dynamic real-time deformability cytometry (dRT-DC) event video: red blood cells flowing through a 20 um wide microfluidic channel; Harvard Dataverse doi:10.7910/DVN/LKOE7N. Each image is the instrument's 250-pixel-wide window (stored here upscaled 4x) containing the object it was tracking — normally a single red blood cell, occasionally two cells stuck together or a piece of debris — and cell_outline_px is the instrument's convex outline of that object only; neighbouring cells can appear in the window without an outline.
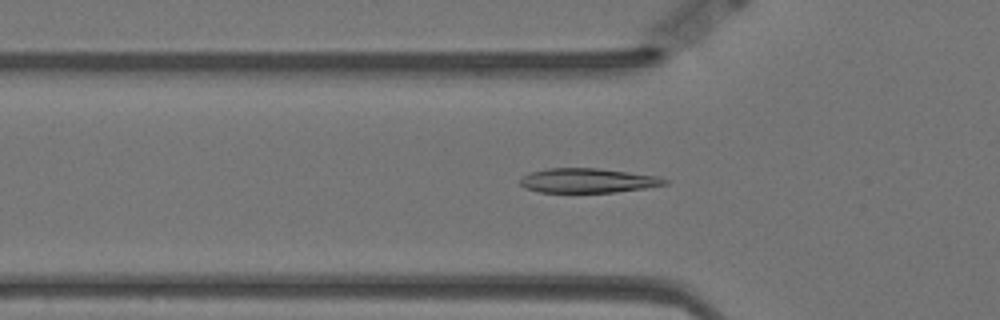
{"species": "Egyptian fruit bat (a non-hibernating species)", "species_latin": "Rousettus aegyptiacus", "temperature_condition": "warm", "stored_images_in_passage": 57, "camera_frame_rate_fps": 3000, "um_per_image_px": 0.085, "animal": {"sex": "female"}, "frame": {"image": 1, "passage_image": 18, "time_ms": 5.667, "image_size_px": [1000, 320], "cell_outline_px": [[668, 184], [644, 188], [616, 192], [540, 192], [524, 188], [520, 184], [520, 180], [524, 176], [532, 172], [548, 168], [596, 168], [628, 172], [656, 176], [668, 180]], "centroid_in_image_um": [49.96, 15.35], "position_along_channel_um": 75.8, "area_um2": 20.4}}
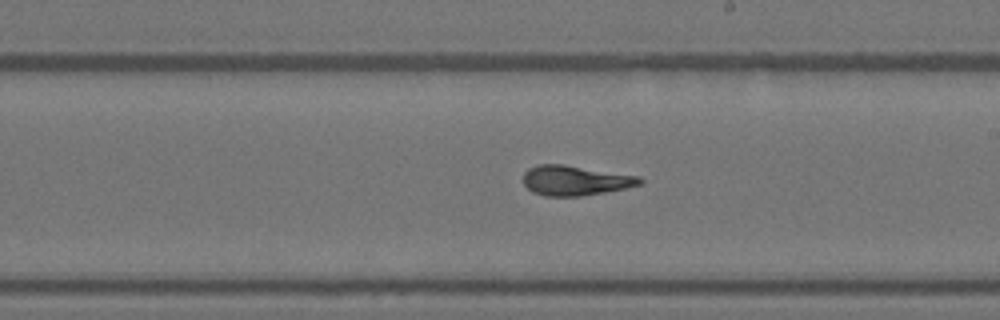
{"frame": {"image": 2, "passage_image": 32, "time_ms": 10.333, "image_size_px": [1000, 320], "cell_outline_px": [[644, 180], [640, 184], [624, 188], [604, 192], [580, 196], [544, 196], [532, 192], [524, 184], [524, 172], [528, 168], [540, 164], [564, 164], [640, 176]], "centroid_in_image_um": [48.88, 15.33], "position_along_channel_um": 240.1, "area_um2": 20.29}}
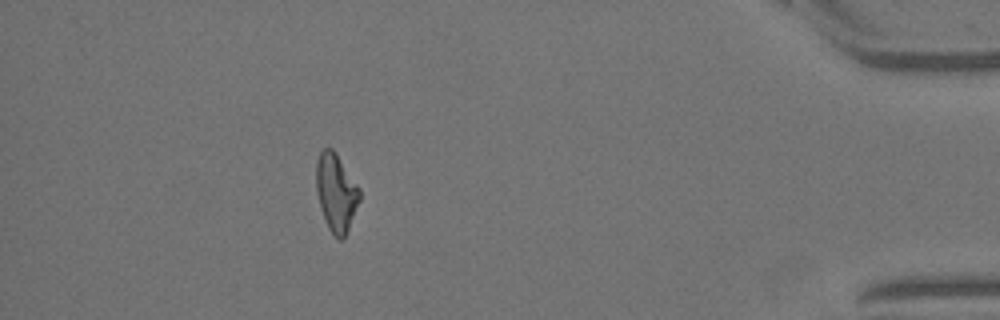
{"frame": {"image": 3, "passage_image": 51, "time_ms": 16.667, "image_size_px": [1000, 320], "cell_outline_px": [[360, 200], [348, 228], [344, 236], [340, 240], [328, 228], [320, 208], [316, 192], [316, 160], [320, 152], [324, 148], [332, 148], [336, 152], [360, 188]], "centroid_in_image_um": [28.55, 16.32], "position_along_channel_um": 406.6, "area_um2": 19.59}, "authors_computed_cell_mechanics": {"area_um2": 20.2878, "velocity_mm_per_s": 3.5051, "shape_relaxation_time_tau1_ms": 4.8439, "shape_relaxation_time_tau2_ms": 2.3544, "deformation_change_tau1": 0.1699, "deformation_change_tau2": 0.086}}